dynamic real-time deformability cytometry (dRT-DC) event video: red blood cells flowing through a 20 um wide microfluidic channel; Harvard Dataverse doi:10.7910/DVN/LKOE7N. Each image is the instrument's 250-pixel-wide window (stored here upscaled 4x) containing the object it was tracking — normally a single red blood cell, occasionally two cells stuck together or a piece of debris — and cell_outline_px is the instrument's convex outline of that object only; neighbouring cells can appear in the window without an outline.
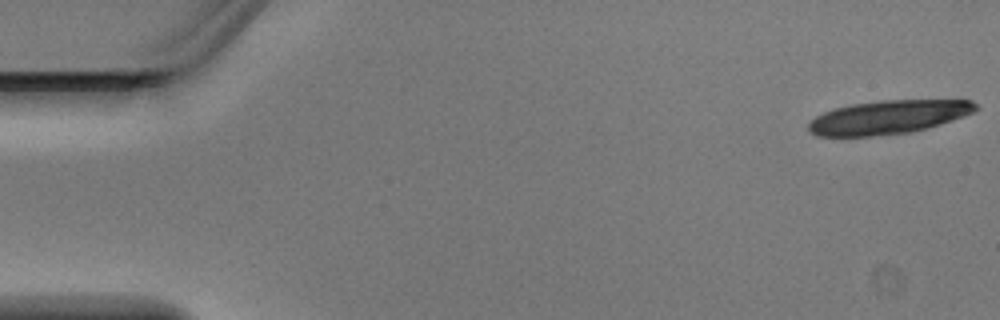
{"species": "Egyptian fruit bat (a non-hibernating species)", "species_latin": "Rousettus aegyptiacus", "temperature_condition": "warm", "stored_images_in_passage": 5, "camera_frame_rate_fps": 3000, "um_per_image_px": 0.085, "animal": {"sex": "male"}, "frame": {"image": 1, "passage_image": 1, "time_ms": 0.0, "image_size_px": [1000, 320], "cell_outline_px": [[980, 108], [976, 112], [928, 128], [912, 132], [872, 136], [816, 136], [808, 132], [808, 124], [816, 116], [832, 108], [852, 104], [880, 100], [972, 100]], "centroid_in_image_um": [75.51, 9.96], "position_along_channel_um": 9.5, "area_um2": 33.0}}
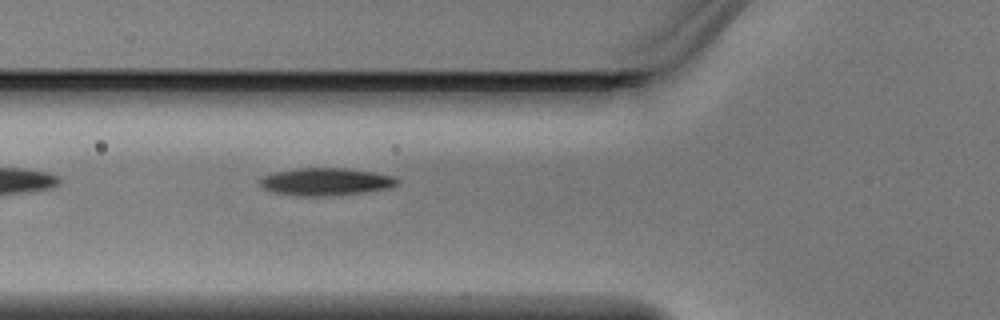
{"frame": {"image": 2, "passage_image": 5, "time_ms": 1.333, "image_size_px": [1000, 320], "cell_outline_px": [[400, 180], [396, 184], [388, 188], [332, 196], [296, 196], [276, 192], [264, 188], [260, 184], [260, 176], [272, 172], [296, 168], [344, 168], [372, 172], [392, 176]], "centroid_in_image_um": [27.63, 15.44], "position_along_channel_um": 98.2, "area_um2": 21.91}}